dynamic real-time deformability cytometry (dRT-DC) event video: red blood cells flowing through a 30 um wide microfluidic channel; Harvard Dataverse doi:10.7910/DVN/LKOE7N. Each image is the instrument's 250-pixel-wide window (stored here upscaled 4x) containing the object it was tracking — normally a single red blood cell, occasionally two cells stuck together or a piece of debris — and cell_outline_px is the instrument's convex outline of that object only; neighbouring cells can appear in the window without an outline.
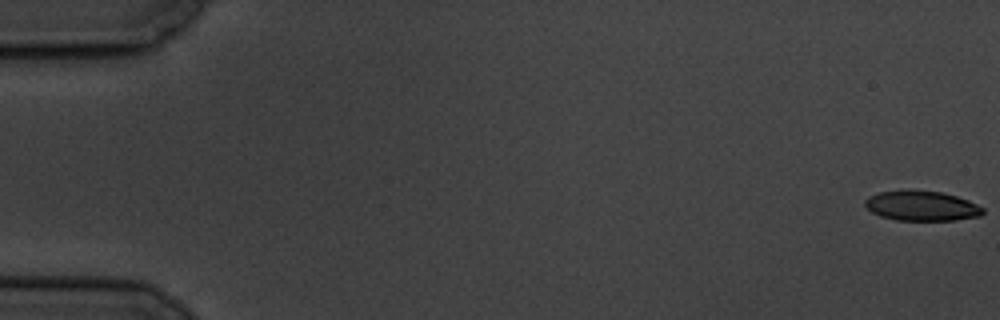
{"species": "common noctule bat (a hibernating species)", "species_latin": "Nyctalus noctula", "temperature_condition": "cold", "stored_images_in_passage": 6, "camera_frame_rate_fps": 3000, "um_per_image_px": 0.085, "animal": {"sex": "male", "body_mass_g": 19.5, "forearm_length_mm": 54.6}, "frame": {"image": 1, "passage_image": 1, "time_ms": 0.0, "image_size_px": [1000, 320], "cell_outline_px": [[984, 212], [980, 216], [956, 220], [896, 220], [880, 216], [872, 212], [864, 204], [864, 200], [868, 196], [880, 192], [908, 188], [912, 188], [944, 192], [968, 200], [984, 208]], "centroid_in_image_um": [78.32, 17.47], "position_along_channel_um": 6.7, "area_um2": 21.04}}
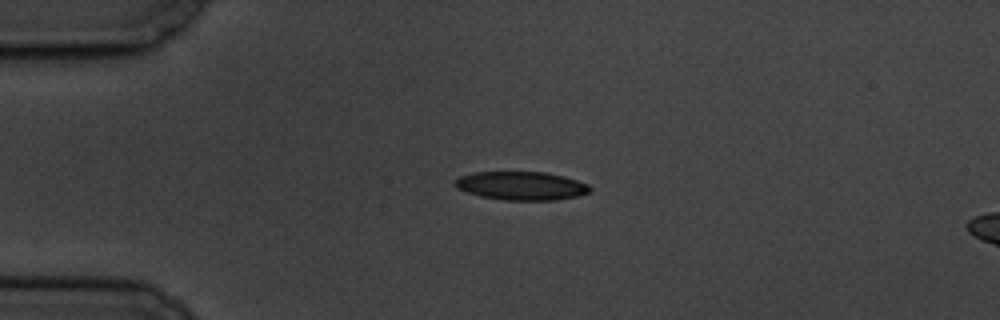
{"frame": {"image": 2, "passage_image": 5, "time_ms": 4.667, "image_size_px": [1000, 320], "cell_outline_px": [[592, 188], [588, 192], [580, 196], [556, 200], [504, 200], [480, 196], [456, 188], [456, 180], [460, 176], [472, 172], [544, 172], [564, 176], [588, 184]], "centroid_in_image_um": [44.34, 15.79], "position_along_channel_um": 40.7, "area_um2": 22.37}}